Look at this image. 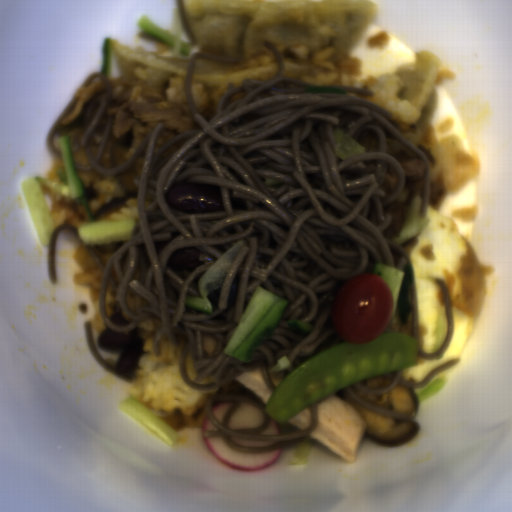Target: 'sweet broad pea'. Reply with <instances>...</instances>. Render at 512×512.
<instances>
[{
	"label": "sweet broad pea",
	"instance_id": "obj_1",
	"mask_svg": "<svg viewBox=\"0 0 512 512\" xmlns=\"http://www.w3.org/2000/svg\"><path fill=\"white\" fill-rule=\"evenodd\" d=\"M419 349L418 339L384 331L373 342L347 340L332 345L274 384L263 408L280 434L300 430L288 420L349 386L414 367L419 361Z\"/></svg>",
	"mask_w": 512,
	"mask_h": 512
}]
</instances>
